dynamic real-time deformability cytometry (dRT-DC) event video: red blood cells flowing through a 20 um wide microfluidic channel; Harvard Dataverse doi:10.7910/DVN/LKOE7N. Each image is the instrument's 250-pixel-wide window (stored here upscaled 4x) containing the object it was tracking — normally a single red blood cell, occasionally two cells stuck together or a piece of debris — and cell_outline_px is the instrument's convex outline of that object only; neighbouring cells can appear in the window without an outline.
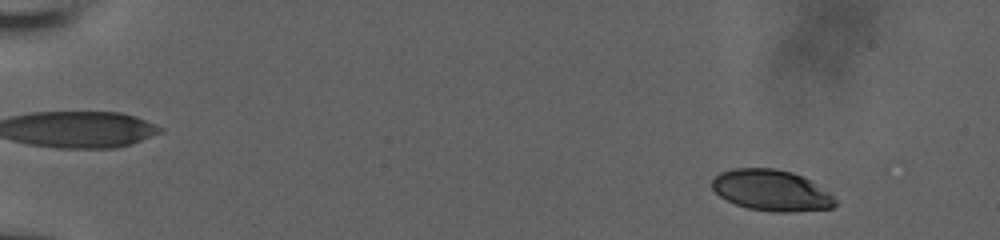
{"species": "human", "species_latin": "Homo sapiens", "temperature_condition": "room temperature", "stored_images_in_passage": 53, "camera_frame_rate_fps": 3000, "um_per_image_px": 0.085, "donor": {"sex": "male"}, "frame": {"image": 1, "passage_image": 5, "time_ms": 1.333, "image_size_px": [1000, 240], "cell_outline_px": [[836, 204], [832, 208], [788, 212], [772, 212], [748, 208], [736, 204], [720, 196], [712, 188], [712, 180], [720, 172], [736, 168], [772, 168], [792, 172], [812, 180], [832, 196], [836, 200]], "centroid_in_image_um": [65.57, 16.18], "position_along_channel_um": 19.4, "area_um2": 29.3}}
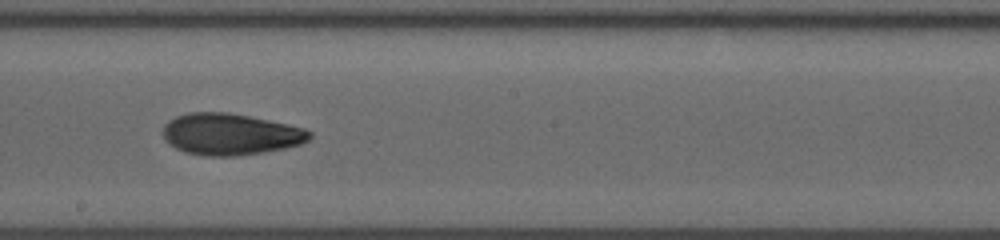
{"frame": {"image": 2, "passage_image": 31, "time_ms": 10.0, "image_size_px": [1000, 240], "cell_outline_px": [[312, 136], [308, 140], [300, 144], [284, 148], [264, 152], [236, 156], [204, 156], [184, 152], [168, 144], [164, 140], [164, 124], [168, 120], [176, 116], [188, 112], [228, 112], [288, 124], [304, 128], [312, 132]], "centroid_in_image_um": [19.55, 11.41], "position_along_channel_um": 228.6, "area_um2": 35.6}}
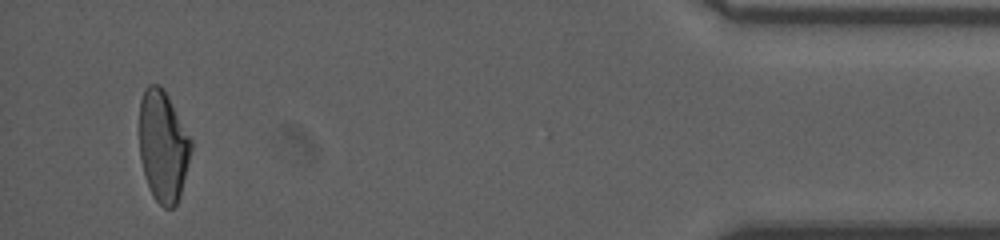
{"frame": {"image": 3, "passage_image": 51, "time_ms": 16.667, "image_size_px": [1000, 240], "cell_outline_px": [[192, 148], [180, 196], [176, 204], [172, 208], [164, 208], [152, 196], [144, 172], [140, 156], [140, 100], [144, 88], [148, 84], [156, 84], [164, 88], [192, 140]], "centroid_in_image_um": [13.86, 12.4], "position_along_channel_um": 421.3, "area_um2": 33.47}, "authors_computed_cell_mechanics": {"area_um2": 34.102, "velocity_mm_per_s": 3.8632, "shape_relaxation_time_tau1_ms": 8.448, "shape_relaxation_time_tau2_ms": 4.2066, "deformation_change_tau1": 0.2177, "deformation_change_tau2": 0.1026}}